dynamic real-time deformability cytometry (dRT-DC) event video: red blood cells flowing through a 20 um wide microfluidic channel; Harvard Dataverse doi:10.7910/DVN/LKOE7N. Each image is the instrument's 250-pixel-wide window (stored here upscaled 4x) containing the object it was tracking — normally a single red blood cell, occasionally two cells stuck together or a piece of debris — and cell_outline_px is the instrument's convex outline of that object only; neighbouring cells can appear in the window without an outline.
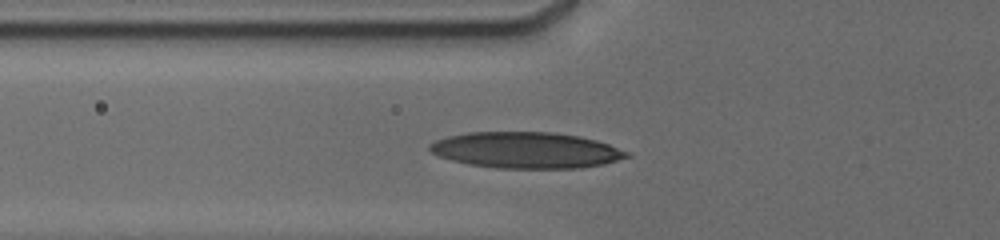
{"species": "human", "species_latin": "Homo sapiens", "temperature_condition": "cold", "stored_images_in_passage": 24, "camera_frame_rate_fps": 3000, "um_per_image_px": 0.085, "donor": {"sex": "male"}, "frame": {"image": 1, "passage_image": 10, "time_ms": 5.667, "image_size_px": [1000, 240], "cell_outline_px": [[632, 156], [604, 164], [580, 168], [496, 168], [468, 164], [452, 160], [440, 156], [432, 152], [428, 148], [428, 144], [436, 140], [448, 136], [468, 132], [552, 132], [576, 136], [596, 140], [632, 152]], "centroid_in_image_um": [44.74, 12.77], "position_along_channel_um": 81.1, "area_um2": 41.56}}
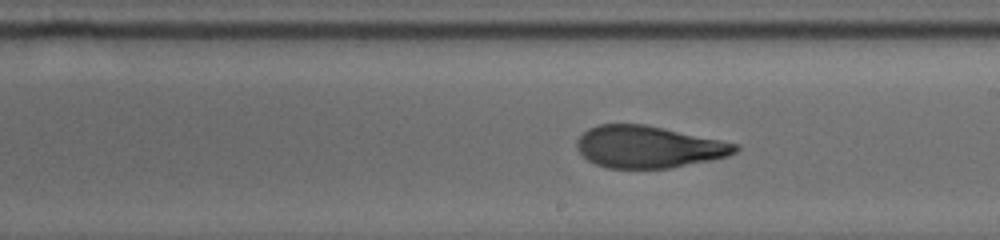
{"frame": {"image": 2, "passage_image": 16, "time_ms": 9.667, "image_size_px": [1000, 240], "cell_outline_px": [[740, 148], [736, 152], [728, 156], [712, 160], [668, 168], [608, 168], [596, 164], [588, 160], [576, 148], [576, 140], [588, 128], [600, 124], [644, 124], [740, 144]], "centroid_in_image_um": [55.13, 12.48], "position_along_channel_um": 233.9, "area_um2": 38.67}}
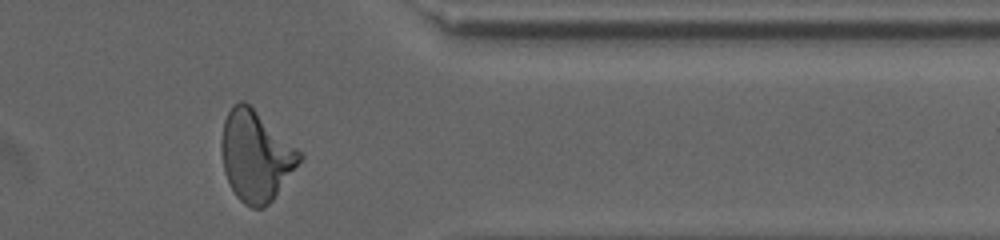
{"frame": {"image": 3, "passage_image": 23, "time_ms": 14.0, "image_size_px": [1000, 240], "cell_outline_px": [[304, 156], [272, 200], [264, 208], [252, 208], [244, 204], [236, 196], [224, 172], [220, 148], [220, 144], [224, 120], [228, 112], [240, 100], [244, 100], [296, 148]], "centroid_in_image_um": [21.71, 13.28], "position_along_channel_um": 389.7, "area_um2": 40.4}, "authors_computed_cell_mechanics": {"area_um2": 38.6971, "velocity_mm_per_s": 3.791, "shape_relaxation_time_tau1_ms": 6.3554, "shape_relaxation_time_tau2_ms": 1.7167, "deformation_change_tau1": 0.2149, "deformation_change_tau2": 0.1022}}